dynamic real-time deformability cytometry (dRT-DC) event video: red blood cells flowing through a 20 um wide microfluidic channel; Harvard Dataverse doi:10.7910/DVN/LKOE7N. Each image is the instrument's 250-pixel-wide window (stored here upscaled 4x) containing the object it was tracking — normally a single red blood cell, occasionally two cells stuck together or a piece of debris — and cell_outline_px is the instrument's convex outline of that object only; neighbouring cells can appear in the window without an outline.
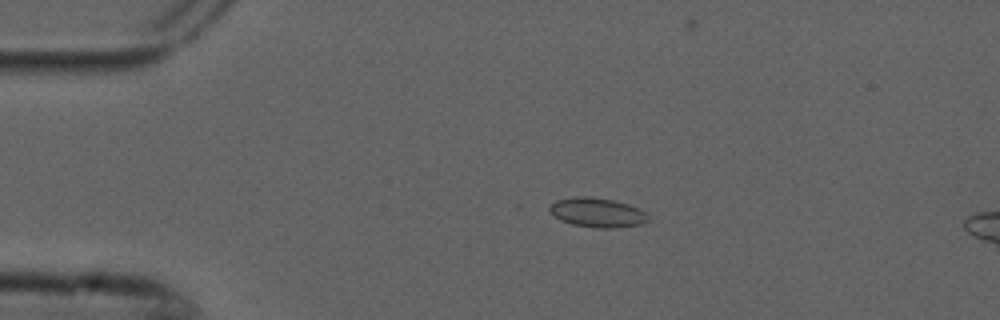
{"species": "common noctule bat (a hibernating species)", "species_latin": "Nyctalus noctula", "temperature_condition": "cold", "stored_images_in_passage": 4, "camera_frame_rate_fps": 3000, "um_per_image_px": 0.085, "animal": {"sex": "male", "forearm_length_mm": 52.5}, "frame": {"image": 1, "passage_image": 2, "time_ms": 0.333, "image_size_px": [1000, 320], "cell_outline_px": [[648, 220], [644, 224], [616, 228], [596, 228], [572, 224], [560, 220], [548, 208], [556, 200], [576, 196], [588, 196], [612, 200], [628, 204], [644, 212], [648, 216]], "centroid_in_image_um": [50.78, 18.07], "position_along_channel_um": 34.2, "area_um2": 16.76}}